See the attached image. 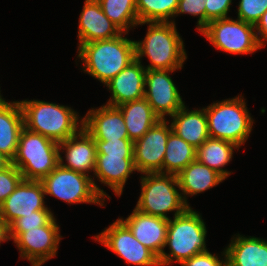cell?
I'll use <instances>...</instances> for the list:
<instances>
[{
	"label": "cell",
	"instance_id": "d4e9b609",
	"mask_svg": "<svg viewBox=\"0 0 267 266\" xmlns=\"http://www.w3.org/2000/svg\"><path fill=\"white\" fill-rule=\"evenodd\" d=\"M118 107L122 112L128 137L132 142L140 139L153 125L161 120L144 97L123 103Z\"/></svg>",
	"mask_w": 267,
	"mask_h": 266
},
{
	"label": "cell",
	"instance_id": "e575fe53",
	"mask_svg": "<svg viewBox=\"0 0 267 266\" xmlns=\"http://www.w3.org/2000/svg\"><path fill=\"white\" fill-rule=\"evenodd\" d=\"M224 256V257H223ZM227 262L225 248L221 252V257L211 252H202L183 261L180 266H224Z\"/></svg>",
	"mask_w": 267,
	"mask_h": 266
},
{
	"label": "cell",
	"instance_id": "d6a6232c",
	"mask_svg": "<svg viewBox=\"0 0 267 266\" xmlns=\"http://www.w3.org/2000/svg\"><path fill=\"white\" fill-rule=\"evenodd\" d=\"M22 180L21 172L12 163L0 170V206Z\"/></svg>",
	"mask_w": 267,
	"mask_h": 266
},
{
	"label": "cell",
	"instance_id": "d6986e66",
	"mask_svg": "<svg viewBox=\"0 0 267 266\" xmlns=\"http://www.w3.org/2000/svg\"><path fill=\"white\" fill-rule=\"evenodd\" d=\"M135 59L104 86L111 93L106 104L119 106L144 97L146 68Z\"/></svg>",
	"mask_w": 267,
	"mask_h": 266
},
{
	"label": "cell",
	"instance_id": "44dd1931",
	"mask_svg": "<svg viewBox=\"0 0 267 266\" xmlns=\"http://www.w3.org/2000/svg\"><path fill=\"white\" fill-rule=\"evenodd\" d=\"M230 266H267V240L235 234L225 247Z\"/></svg>",
	"mask_w": 267,
	"mask_h": 266
},
{
	"label": "cell",
	"instance_id": "836d02e7",
	"mask_svg": "<svg viewBox=\"0 0 267 266\" xmlns=\"http://www.w3.org/2000/svg\"><path fill=\"white\" fill-rule=\"evenodd\" d=\"M206 3L205 0H179L175 17L181 14L198 16L196 29L200 32L206 26Z\"/></svg>",
	"mask_w": 267,
	"mask_h": 266
},
{
	"label": "cell",
	"instance_id": "52a82bcc",
	"mask_svg": "<svg viewBox=\"0 0 267 266\" xmlns=\"http://www.w3.org/2000/svg\"><path fill=\"white\" fill-rule=\"evenodd\" d=\"M59 143L23 127L12 164L25 180L41 181L59 165Z\"/></svg>",
	"mask_w": 267,
	"mask_h": 266
},
{
	"label": "cell",
	"instance_id": "30bf717a",
	"mask_svg": "<svg viewBox=\"0 0 267 266\" xmlns=\"http://www.w3.org/2000/svg\"><path fill=\"white\" fill-rule=\"evenodd\" d=\"M93 239L114 252L128 265L160 266L158 257L134 237L120 218L98 235H94Z\"/></svg>",
	"mask_w": 267,
	"mask_h": 266
},
{
	"label": "cell",
	"instance_id": "ac0fdd59",
	"mask_svg": "<svg viewBox=\"0 0 267 266\" xmlns=\"http://www.w3.org/2000/svg\"><path fill=\"white\" fill-rule=\"evenodd\" d=\"M120 219L129 227L134 237L150 249L158 258L164 251L168 221L165 218L145 214L133 209L127 218Z\"/></svg>",
	"mask_w": 267,
	"mask_h": 266
},
{
	"label": "cell",
	"instance_id": "ba28073f",
	"mask_svg": "<svg viewBox=\"0 0 267 266\" xmlns=\"http://www.w3.org/2000/svg\"><path fill=\"white\" fill-rule=\"evenodd\" d=\"M45 195L53 196L65 203L104 205L106 201L96 190L92 177L62 167L60 164L41 180Z\"/></svg>",
	"mask_w": 267,
	"mask_h": 266
},
{
	"label": "cell",
	"instance_id": "74e56055",
	"mask_svg": "<svg viewBox=\"0 0 267 266\" xmlns=\"http://www.w3.org/2000/svg\"><path fill=\"white\" fill-rule=\"evenodd\" d=\"M7 241H9V227L4 219L0 216V245L1 243Z\"/></svg>",
	"mask_w": 267,
	"mask_h": 266
},
{
	"label": "cell",
	"instance_id": "603a6c76",
	"mask_svg": "<svg viewBox=\"0 0 267 266\" xmlns=\"http://www.w3.org/2000/svg\"><path fill=\"white\" fill-rule=\"evenodd\" d=\"M180 192L184 202L189 206L188 196H195L210 190L225 179L212 168L202 164L197 159L191 162L177 175Z\"/></svg>",
	"mask_w": 267,
	"mask_h": 266
},
{
	"label": "cell",
	"instance_id": "3957f363",
	"mask_svg": "<svg viewBox=\"0 0 267 266\" xmlns=\"http://www.w3.org/2000/svg\"><path fill=\"white\" fill-rule=\"evenodd\" d=\"M19 103L24 127L58 143L75 135L83 127V117L68 105L37 99H25Z\"/></svg>",
	"mask_w": 267,
	"mask_h": 266
},
{
	"label": "cell",
	"instance_id": "5b68a950",
	"mask_svg": "<svg viewBox=\"0 0 267 266\" xmlns=\"http://www.w3.org/2000/svg\"><path fill=\"white\" fill-rule=\"evenodd\" d=\"M243 97L241 93L204 107L210 138L226 140L238 147L245 144L252 132L254 119Z\"/></svg>",
	"mask_w": 267,
	"mask_h": 266
},
{
	"label": "cell",
	"instance_id": "d590c367",
	"mask_svg": "<svg viewBox=\"0 0 267 266\" xmlns=\"http://www.w3.org/2000/svg\"><path fill=\"white\" fill-rule=\"evenodd\" d=\"M233 0H205L206 25L216 19L228 18Z\"/></svg>",
	"mask_w": 267,
	"mask_h": 266
},
{
	"label": "cell",
	"instance_id": "7a4b0ae2",
	"mask_svg": "<svg viewBox=\"0 0 267 266\" xmlns=\"http://www.w3.org/2000/svg\"><path fill=\"white\" fill-rule=\"evenodd\" d=\"M122 33L109 40L82 44L76 56L83 62L81 70L104 85L136 59L135 40Z\"/></svg>",
	"mask_w": 267,
	"mask_h": 266
},
{
	"label": "cell",
	"instance_id": "8d00e7d4",
	"mask_svg": "<svg viewBox=\"0 0 267 266\" xmlns=\"http://www.w3.org/2000/svg\"><path fill=\"white\" fill-rule=\"evenodd\" d=\"M259 47L262 49L267 43V10L254 25Z\"/></svg>",
	"mask_w": 267,
	"mask_h": 266
},
{
	"label": "cell",
	"instance_id": "ab89813d",
	"mask_svg": "<svg viewBox=\"0 0 267 266\" xmlns=\"http://www.w3.org/2000/svg\"><path fill=\"white\" fill-rule=\"evenodd\" d=\"M7 103L8 101H6V99L3 97V95L1 94V90H0V109L4 107Z\"/></svg>",
	"mask_w": 267,
	"mask_h": 266
},
{
	"label": "cell",
	"instance_id": "8fae6325",
	"mask_svg": "<svg viewBox=\"0 0 267 266\" xmlns=\"http://www.w3.org/2000/svg\"><path fill=\"white\" fill-rule=\"evenodd\" d=\"M55 216L37 229H28L19 234L13 241L20 252L21 259L32 263L44 264L56 257L62 236Z\"/></svg>",
	"mask_w": 267,
	"mask_h": 266
},
{
	"label": "cell",
	"instance_id": "60d3db41",
	"mask_svg": "<svg viewBox=\"0 0 267 266\" xmlns=\"http://www.w3.org/2000/svg\"><path fill=\"white\" fill-rule=\"evenodd\" d=\"M43 264L41 263H32L31 266H42Z\"/></svg>",
	"mask_w": 267,
	"mask_h": 266
},
{
	"label": "cell",
	"instance_id": "cb8c5ba5",
	"mask_svg": "<svg viewBox=\"0 0 267 266\" xmlns=\"http://www.w3.org/2000/svg\"><path fill=\"white\" fill-rule=\"evenodd\" d=\"M23 127V111L19 101H10L0 109V152L11 162L16 155Z\"/></svg>",
	"mask_w": 267,
	"mask_h": 266
},
{
	"label": "cell",
	"instance_id": "9c48e42d",
	"mask_svg": "<svg viewBox=\"0 0 267 266\" xmlns=\"http://www.w3.org/2000/svg\"><path fill=\"white\" fill-rule=\"evenodd\" d=\"M200 33L216 49L232 55L253 54L260 49L254 25L238 18L212 20Z\"/></svg>",
	"mask_w": 267,
	"mask_h": 266
},
{
	"label": "cell",
	"instance_id": "9a60e30c",
	"mask_svg": "<svg viewBox=\"0 0 267 266\" xmlns=\"http://www.w3.org/2000/svg\"><path fill=\"white\" fill-rule=\"evenodd\" d=\"M135 168L133 156H108L107 154H97L94 175L92 176L97 192L106 200L111 197L95 182L97 181L108 188H111L116 196L120 197L124 186Z\"/></svg>",
	"mask_w": 267,
	"mask_h": 266
},
{
	"label": "cell",
	"instance_id": "4316f807",
	"mask_svg": "<svg viewBox=\"0 0 267 266\" xmlns=\"http://www.w3.org/2000/svg\"><path fill=\"white\" fill-rule=\"evenodd\" d=\"M197 149L177 136L173 131L168 136L162 173L178 175L196 159Z\"/></svg>",
	"mask_w": 267,
	"mask_h": 266
},
{
	"label": "cell",
	"instance_id": "4fadbf2b",
	"mask_svg": "<svg viewBox=\"0 0 267 266\" xmlns=\"http://www.w3.org/2000/svg\"><path fill=\"white\" fill-rule=\"evenodd\" d=\"M177 70H146L144 98L160 119L174 115L185 102L171 73Z\"/></svg>",
	"mask_w": 267,
	"mask_h": 266
},
{
	"label": "cell",
	"instance_id": "1f68e13d",
	"mask_svg": "<svg viewBox=\"0 0 267 266\" xmlns=\"http://www.w3.org/2000/svg\"><path fill=\"white\" fill-rule=\"evenodd\" d=\"M97 154L108 156H133L134 142L130 139L95 140Z\"/></svg>",
	"mask_w": 267,
	"mask_h": 266
},
{
	"label": "cell",
	"instance_id": "4dcf8cb0",
	"mask_svg": "<svg viewBox=\"0 0 267 266\" xmlns=\"http://www.w3.org/2000/svg\"><path fill=\"white\" fill-rule=\"evenodd\" d=\"M267 10V0H240L237 18L255 25Z\"/></svg>",
	"mask_w": 267,
	"mask_h": 266
},
{
	"label": "cell",
	"instance_id": "e0dca14e",
	"mask_svg": "<svg viewBox=\"0 0 267 266\" xmlns=\"http://www.w3.org/2000/svg\"><path fill=\"white\" fill-rule=\"evenodd\" d=\"M83 128L94 140L129 139L124 117L118 106L104 104L92 108L83 117Z\"/></svg>",
	"mask_w": 267,
	"mask_h": 266
},
{
	"label": "cell",
	"instance_id": "f35d334b",
	"mask_svg": "<svg viewBox=\"0 0 267 266\" xmlns=\"http://www.w3.org/2000/svg\"><path fill=\"white\" fill-rule=\"evenodd\" d=\"M11 161L0 152V170L7 167Z\"/></svg>",
	"mask_w": 267,
	"mask_h": 266
},
{
	"label": "cell",
	"instance_id": "83f0119b",
	"mask_svg": "<svg viewBox=\"0 0 267 266\" xmlns=\"http://www.w3.org/2000/svg\"><path fill=\"white\" fill-rule=\"evenodd\" d=\"M104 14L123 32L138 26L136 0H97Z\"/></svg>",
	"mask_w": 267,
	"mask_h": 266
},
{
	"label": "cell",
	"instance_id": "6da1fadb",
	"mask_svg": "<svg viewBox=\"0 0 267 266\" xmlns=\"http://www.w3.org/2000/svg\"><path fill=\"white\" fill-rule=\"evenodd\" d=\"M148 24L144 39L135 40V55L138 61L147 57L146 70H181L187 59L184 41L173 22H141Z\"/></svg>",
	"mask_w": 267,
	"mask_h": 266
},
{
	"label": "cell",
	"instance_id": "ffe728a7",
	"mask_svg": "<svg viewBox=\"0 0 267 266\" xmlns=\"http://www.w3.org/2000/svg\"><path fill=\"white\" fill-rule=\"evenodd\" d=\"M123 32L104 14L97 0H85L79 16L78 47L96 40L116 38Z\"/></svg>",
	"mask_w": 267,
	"mask_h": 266
},
{
	"label": "cell",
	"instance_id": "277c9868",
	"mask_svg": "<svg viewBox=\"0 0 267 266\" xmlns=\"http://www.w3.org/2000/svg\"><path fill=\"white\" fill-rule=\"evenodd\" d=\"M207 229L202 215L189 207L184 213L168 221L165 247L169 253L162 252L158 258L160 266L181 264L192 256L209 251L206 247Z\"/></svg>",
	"mask_w": 267,
	"mask_h": 266
},
{
	"label": "cell",
	"instance_id": "8992f818",
	"mask_svg": "<svg viewBox=\"0 0 267 266\" xmlns=\"http://www.w3.org/2000/svg\"><path fill=\"white\" fill-rule=\"evenodd\" d=\"M141 194L135 208L142 213L170 220L184 213L189 206L184 202L177 175L164 173H143L140 176Z\"/></svg>",
	"mask_w": 267,
	"mask_h": 266
},
{
	"label": "cell",
	"instance_id": "5bb4252c",
	"mask_svg": "<svg viewBox=\"0 0 267 266\" xmlns=\"http://www.w3.org/2000/svg\"><path fill=\"white\" fill-rule=\"evenodd\" d=\"M45 190L41 181L23 179L0 206V216L8 227L18 218L44 210Z\"/></svg>",
	"mask_w": 267,
	"mask_h": 266
},
{
	"label": "cell",
	"instance_id": "f1b7e54d",
	"mask_svg": "<svg viewBox=\"0 0 267 266\" xmlns=\"http://www.w3.org/2000/svg\"><path fill=\"white\" fill-rule=\"evenodd\" d=\"M179 0H136V10L141 22H173ZM173 19V20H172Z\"/></svg>",
	"mask_w": 267,
	"mask_h": 266
},
{
	"label": "cell",
	"instance_id": "f546056e",
	"mask_svg": "<svg viewBox=\"0 0 267 266\" xmlns=\"http://www.w3.org/2000/svg\"><path fill=\"white\" fill-rule=\"evenodd\" d=\"M48 206L44 210L32 212V214L16 219L9 226V240H14L19 234L28 229H37L45 226L53 217L54 214Z\"/></svg>",
	"mask_w": 267,
	"mask_h": 266
},
{
	"label": "cell",
	"instance_id": "7c38bea8",
	"mask_svg": "<svg viewBox=\"0 0 267 266\" xmlns=\"http://www.w3.org/2000/svg\"><path fill=\"white\" fill-rule=\"evenodd\" d=\"M171 132L169 120L161 119L134 142L133 159L137 172L162 173L166 144Z\"/></svg>",
	"mask_w": 267,
	"mask_h": 266
},
{
	"label": "cell",
	"instance_id": "7402d4cb",
	"mask_svg": "<svg viewBox=\"0 0 267 266\" xmlns=\"http://www.w3.org/2000/svg\"><path fill=\"white\" fill-rule=\"evenodd\" d=\"M183 105L169 120L172 131L196 149L209 138L204 107L189 110Z\"/></svg>",
	"mask_w": 267,
	"mask_h": 266
},
{
	"label": "cell",
	"instance_id": "484cf974",
	"mask_svg": "<svg viewBox=\"0 0 267 266\" xmlns=\"http://www.w3.org/2000/svg\"><path fill=\"white\" fill-rule=\"evenodd\" d=\"M239 148L232 142L209 137L197 148L196 159L227 179L232 171L224 167L232 161L234 149Z\"/></svg>",
	"mask_w": 267,
	"mask_h": 266
},
{
	"label": "cell",
	"instance_id": "2e32d148",
	"mask_svg": "<svg viewBox=\"0 0 267 266\" xmlns=\"http://www.w3.org/2000/svg\"><path fill=\"white\" fill-rule=\"evenodd\" d=\"M59 164L67 169L86 174L95 170L96 143L92 136L82 127L75 135L59 142ZM65 153V162L62 156Z\"/></svg>",
	"mask_w": 267,
	"mask_h": 266
}]
</instances>
